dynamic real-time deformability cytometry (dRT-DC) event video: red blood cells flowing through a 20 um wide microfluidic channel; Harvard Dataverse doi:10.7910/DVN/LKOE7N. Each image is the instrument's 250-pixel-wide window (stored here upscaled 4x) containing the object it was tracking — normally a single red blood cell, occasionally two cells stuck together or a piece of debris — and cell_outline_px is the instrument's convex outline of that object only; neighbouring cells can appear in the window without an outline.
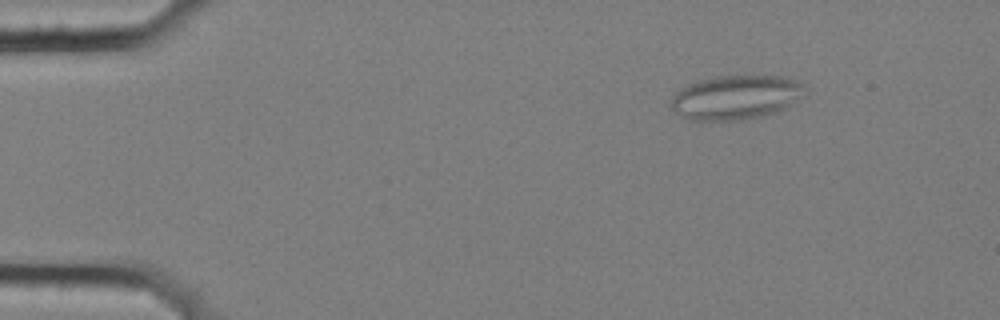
{"species": "common noctule bat (a hibernating species)", "species_latin": "Nyctalus noctula", "temperature_condition": "cold", "stored_images_in_passage": 57, "segment_of_instrument_passage": [1, 2], "camera_frame_rate_fps": 3000, "um_per_image_px": 0.085, "animal": {"sex": "female", "body_mass_g": 25.1}, "frame": {"image": 1, "passage_image": 8, "time_ms": 2.333, "image_size_px": [1000, 320], "cell_outline_px": [[808, 88], [804, 96], [784, 108], [764, 116], [740, 120], [692, 120], [676, 112], [672, 108], [672, 96], [676, 92], [688, 84], [700, 80], [716, 76], [784, 76], [796, 80]], "centroid_in_image_um": [62.6, 8.26], "position_along_channel_um": 22.4, "area_um2": 34.39}}